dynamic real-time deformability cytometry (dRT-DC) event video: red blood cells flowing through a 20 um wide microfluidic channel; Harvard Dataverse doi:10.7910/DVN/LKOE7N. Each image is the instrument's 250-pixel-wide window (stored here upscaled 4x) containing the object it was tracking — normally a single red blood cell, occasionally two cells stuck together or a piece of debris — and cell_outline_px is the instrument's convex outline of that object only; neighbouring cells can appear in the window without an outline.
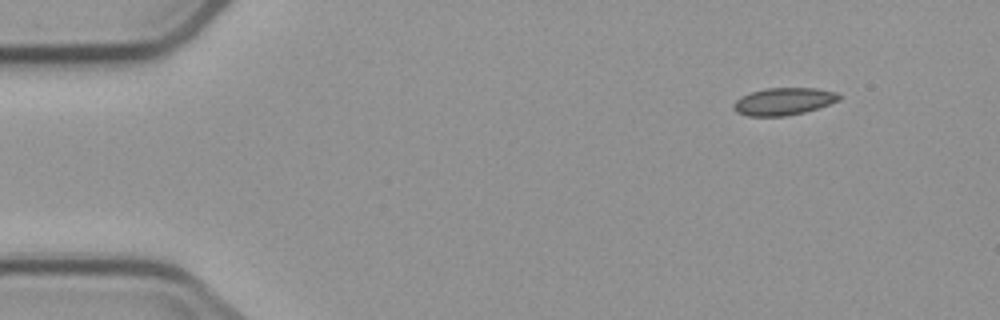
{"species": "common noctule bat (a hibernating species)", "species_latin": "Nyctalus noctula", "temperature_condition": "cold", "stored_images_in_passage": 5, "camera_frame_rate_fps": 3000, "um_per_image_px": 0.085, "animal": {"sex": "male", "body_mass_g": 23.1, "forearm_length_mm": 52.7}, "frame": {"image": 1, "passage_image": 1, "time_ms": 0.0, "image_size_px": [1000, 320], "cell_outline_px": [[844, 96], [840, 100], [804, 112], [788, 116], [748, 116], [736, 112], [732, 108], [732, 104], [740, 96], [764, 88], [816, 88], [836, 92]], "centroid_in_image_um": [66.6, 8.62], "position_along_channel_um": 18.4, "area_um2": 16.94}}
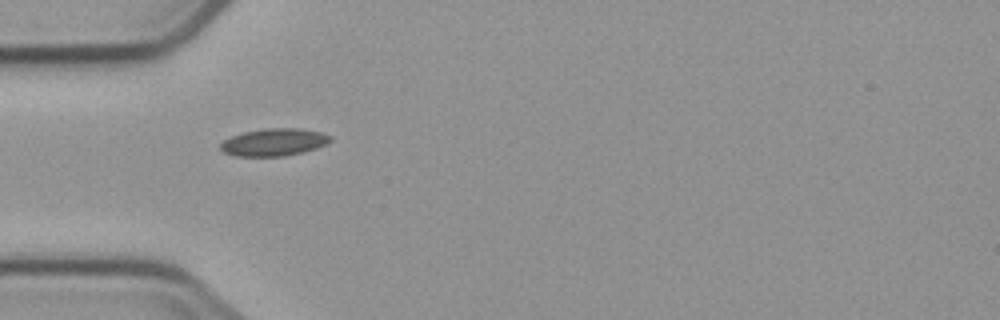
{"frame": {"image": 2, "passage_image": 4, "time_ms": 3.667, "image_size_px": [1000, 320], "cell_outline_px": [[332, 140], [328, 144], [304, 152], [284, 156], [236, 156], [224, 152], [220, 148], [220, 144], [224, 140], [232, 136], [244, 132], [264, 128], [300, 128], [320, 132], [332, 136]], "centroid_in_image_um": [23.32, 12.08], "position_along_channel_um": 61.7, "area_um2": 17.63}}
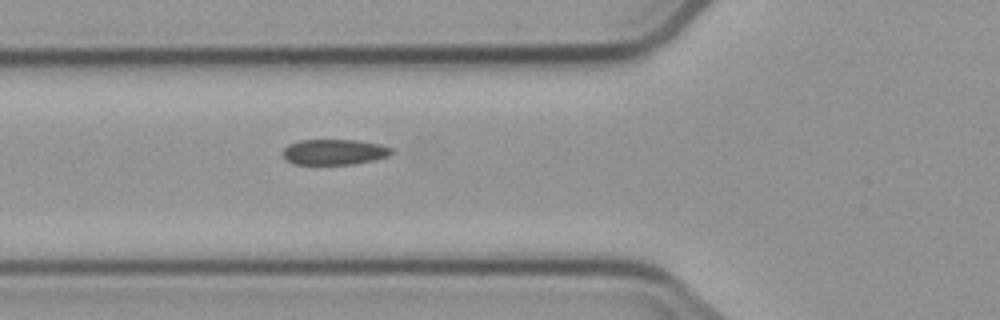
{"frame": {"image": 3, "passage_image": 5, "time_ms": 4.667, "image_size_px": [1000, 320], "cell_outline_px": [[396, 152], [388, 156], [372, 160], [352, 164], [292, 164], [284, 160], [280, 152], [288, 144], [300, 140], [356, 140], [380, 144], [392, 148]], "centroid_in_image_um": [28.37, 12.92], "position_along_channel_um": 97.4, "area_um2": 16.42}}